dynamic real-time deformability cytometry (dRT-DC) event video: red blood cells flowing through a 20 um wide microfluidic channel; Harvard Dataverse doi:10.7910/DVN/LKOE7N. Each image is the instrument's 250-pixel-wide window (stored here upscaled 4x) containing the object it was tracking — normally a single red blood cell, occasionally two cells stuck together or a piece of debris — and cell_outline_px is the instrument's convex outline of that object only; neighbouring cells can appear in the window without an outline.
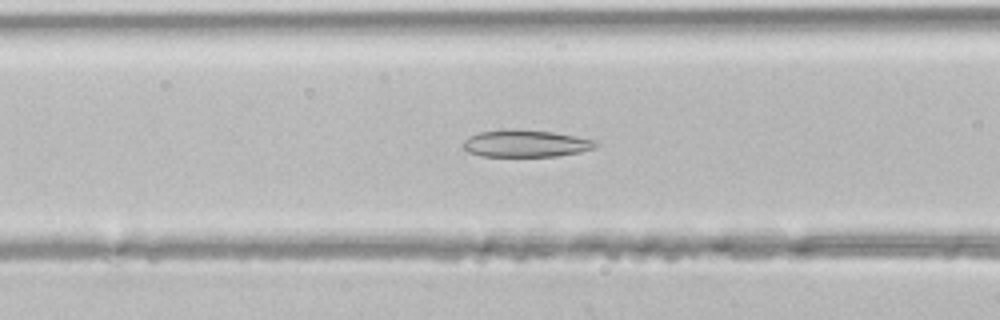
{"species": "common noctule bat (a hibernating species)", "species_latin": "Nyctalus noctula", "temperature_condition": "room temperature", "stored_images_in_passage": 42, "camera_frame_rate_fps": 3000, "um_per_image_px": 0.085, "animal": {"sex": "male", "body_mass_g": 21.5, "forearm_length_mm": 52.0}, "frame": {"image": 1, "passage_image": 16, "time_ms": 5.0, "image_size_px": [1000, 320], "cell_outline_px": [[600, 144], [596, 148], [580, 152], [556, 156], [480, 156], [468, 152], [460, 144], [468, 136], [480, 132], [504, 128], [508, 128], [552, 132], [600, 140]], "centroid_in_image_um": [44.7, 12.19], "position_along_channel_um": 121.9, "area_um2": 21.39}}
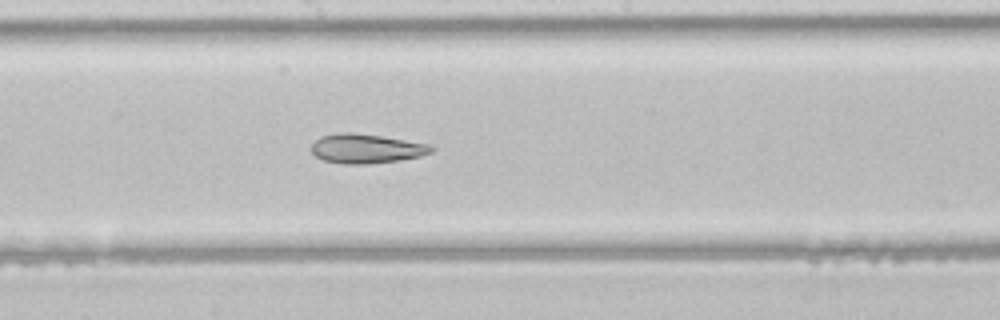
{"frame": {"image": 2, "passage_image": 22, "time_ms": 7.0, "image_size_px": [1000, 320], "cell_outline_px": [[436, 148], [432, 152], [420, 156], [400, 160], [368, 164], [344, 164], [324, 160], [316, 156], [312, 152], [312, 144], [320, 136], [340, 132], [352, 132], [380, 136], [428, 144]], "centroid_in_image_um": [31.13, 12.63], "position_along_channel_um": 217.1, "area_um2": 20.4}}
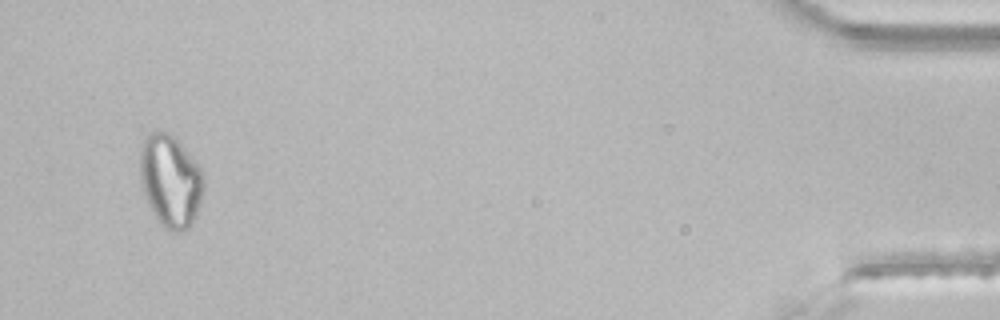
{"frame": {"image": 3, "passage_image": 40, "time_ms": 13.0, "image_size_px": [1000, 320], "cell_outline_px": [[204, 184], [196, 216], [188, 228], [180, 232], [176, 232], [164, 228], [148, 204], [140, 184], [140, 144], [148, 132], [164, 132], [172, 136], [180, 144], [200, 168]], "centroid_in_image_um": [14.45, 15.38], "position_along_channel_um": 420.8, "area_um2": 33.81}}